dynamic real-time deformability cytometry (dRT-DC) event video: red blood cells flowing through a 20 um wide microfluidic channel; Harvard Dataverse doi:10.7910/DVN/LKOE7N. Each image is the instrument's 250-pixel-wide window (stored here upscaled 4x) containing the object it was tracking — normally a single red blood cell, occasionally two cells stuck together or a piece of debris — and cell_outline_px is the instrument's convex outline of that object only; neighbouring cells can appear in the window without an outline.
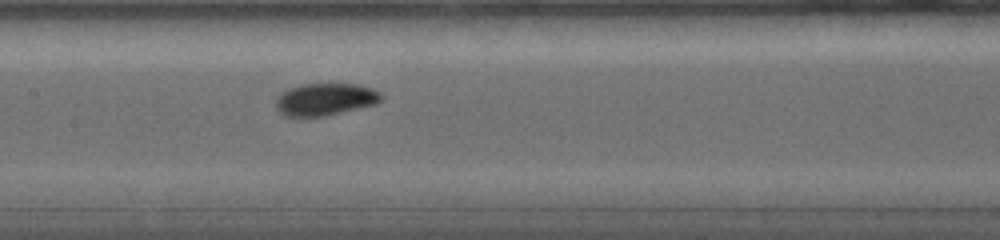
{"species": "common noctule bat (a hibernating species)", "species_latin": "Nyctalus noctula", "temperature_condition": "warm", "stored_images_in_passage": 23, "camera_frame_rate_fps": 5000, "um_per_image_px": 0.085, "animal": {"sex": "female", "body_mass_g": 19.0, "forearm_length_mm": 56.7}, "frame": {"image": 1, "passage_image": 11, "time_ms": 6.0, "image_size_px": [1000, 240], "cell_outline_px": [[384, 96], [376, 104], [324, 116], [284, 116], [276, 108], [276, 96], [288, 88], [304, 84], [356, 84], [372, 88], [380, 92]], "centroid_in_image_um": [27.64, 8.44], "position_along_channel_um": 179.8, "area_um2": 19.77}}
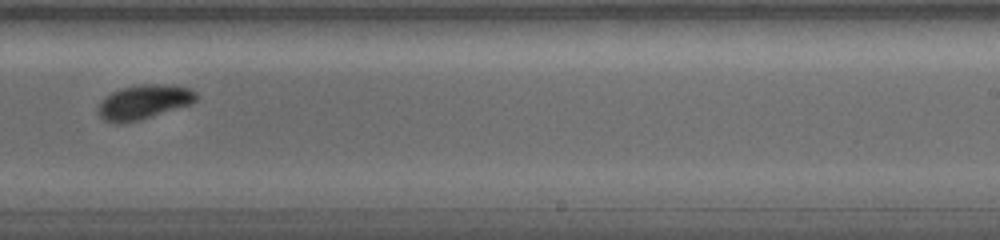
{"frame": {"image": 2, "passage_image": 15, "time_ms": 8.6, "image_size_px": [1000, 240], "cell_outline_px": [[196, 100], [192, 104], [140, 120], [120, 124], [112, 124], [104, 120], [96, 112], [100, 104], [112, 92], [120, 88], [140, 84], [172, 84], [192, 88], [196, 92]], "centroid_in_image_um": [12.25, 8.67], "position_along_channel_um": 276.8, "area_um2": 19.88}}
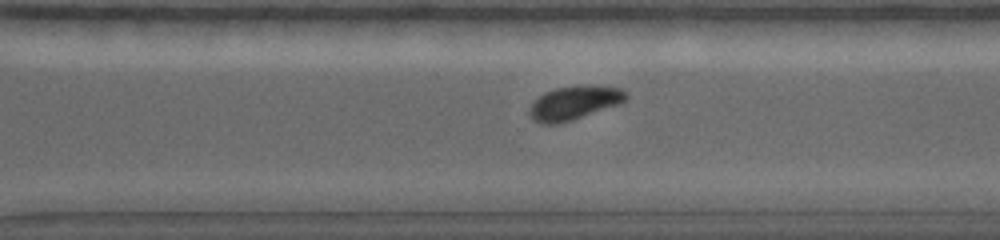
{"frame": {"image": 3, "passage_image": 17, "time_ms": 9.8, "image_size_px": [1000, 240], "cell_outline_px": [[628, 96], [620, 104], [560, 124], [540, 124], [532, 120], [528, 116], [528, 108], [532, 100], [544, 92], [556, 88], [580, 84], [600, 84], [620, 88]], "centroid_in_image_um": [48.75, 8.73], "position_along_channel_um": 321.9, "area_um2": 19.65}, "authors_computed_cell_mechanics": {"area_um2": 18.7272, "velocity_mm_per_s": 3.7466, "shape_relaxation_time_tau1_ms": 2.6694, "shape_relaxation_time_tau2_ms": null, "deformation_change_tau1": 0.1278, "deformation_change_tau2": null}}